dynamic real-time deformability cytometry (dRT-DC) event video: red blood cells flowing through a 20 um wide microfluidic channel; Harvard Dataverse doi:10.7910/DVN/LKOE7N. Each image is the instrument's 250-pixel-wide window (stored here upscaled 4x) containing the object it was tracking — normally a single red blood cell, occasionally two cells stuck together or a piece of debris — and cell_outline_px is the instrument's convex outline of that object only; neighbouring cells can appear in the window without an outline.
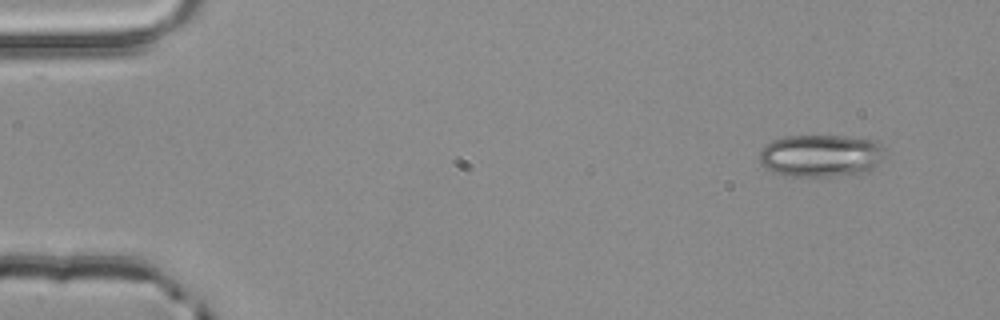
{"species": "common noctule bat (a hibernating species)", "species_latin": "Nyctalus noctula", "temperature_condition": "room temperature", "stored_images_in_passage": 3, "camera_frame_rate_fps": 3000, "um_per_image_px": 0.085, "animal": {"sex": "male", "body_mass_g": 20.4}, "frame": {"image": 1, "passage_image": 1, "time_ms": 0.0, "image_size_px": [1000, 320], "cell_outline_px": [[884, 160], [868, 172], [828, 176], [796, 176], [776, 172], [764, 168], [760, 164], [760, 152], [764, 144], [772, 140], [784, 136], [848, 136], [876, 140], [884, 144]], "centroid_in_image_um": [69.82, 13.21], "position_along_channel_um": 15.2, "area_um2": 31.39}}